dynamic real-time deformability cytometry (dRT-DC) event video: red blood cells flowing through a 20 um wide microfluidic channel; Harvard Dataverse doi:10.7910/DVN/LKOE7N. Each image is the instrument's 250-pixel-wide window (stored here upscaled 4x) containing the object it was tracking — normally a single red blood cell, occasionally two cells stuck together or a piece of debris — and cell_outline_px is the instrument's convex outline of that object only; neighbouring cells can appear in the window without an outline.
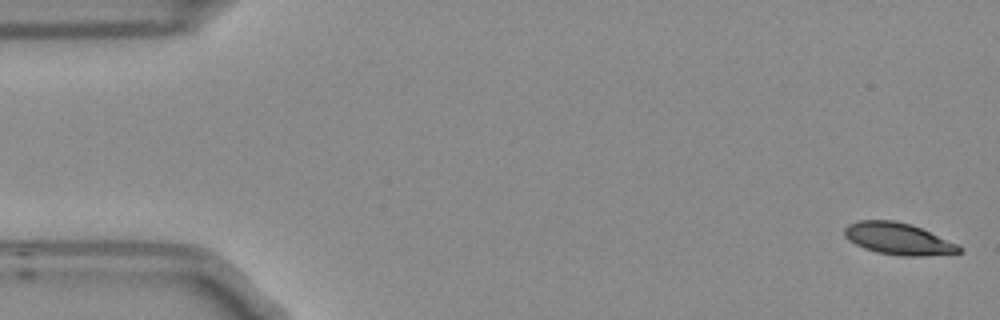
{"species": "Egyptian fruit bat (a non-hibernating species)", "species_latin": "Rousettus aegyptiacus", "temperature_condition": "room temperature", "stored_images_in_passage": 5, "camera_frame_rate_fps": 3000, "um_per_image_px": 0.085, "frame": {"image": 1, "passage_image": 1, "time_ms": 0.0, "image_size_px": [1000, 320], "cell_outline_px": [[960, 252], [924, 256], [900, 256], [876, 252], [864, 248], [848, 240], [844, 236], [844, 228], [848, 224], [856, 220], [896, 220], [912, 224], [956, 244], [960, 248]], "centroid_in_image_um": [76.27, 20.28], "position_along_channel_um": 8.7, "area_um2": 21.15}}
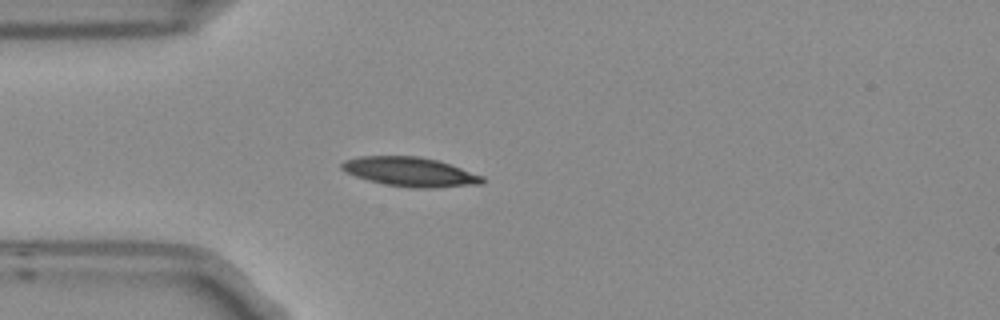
{"frame": {"image": 2, "passage_image": 5, "time_ms": 1.333, "image_size_px": [1000, 320], "cell_outline_px": [[484, 184], [436, 188], [412, 188], [388, 184], [368, 180], [356, 176], [340, 168], [340, 164], [344, 160], [356, 156], [420, 156], [436, 160], [484, 176]], "centroid_in_image_um": [34.87, 14.6], "position_along_channel_um": 50.1, "area_um2": 23.93}}